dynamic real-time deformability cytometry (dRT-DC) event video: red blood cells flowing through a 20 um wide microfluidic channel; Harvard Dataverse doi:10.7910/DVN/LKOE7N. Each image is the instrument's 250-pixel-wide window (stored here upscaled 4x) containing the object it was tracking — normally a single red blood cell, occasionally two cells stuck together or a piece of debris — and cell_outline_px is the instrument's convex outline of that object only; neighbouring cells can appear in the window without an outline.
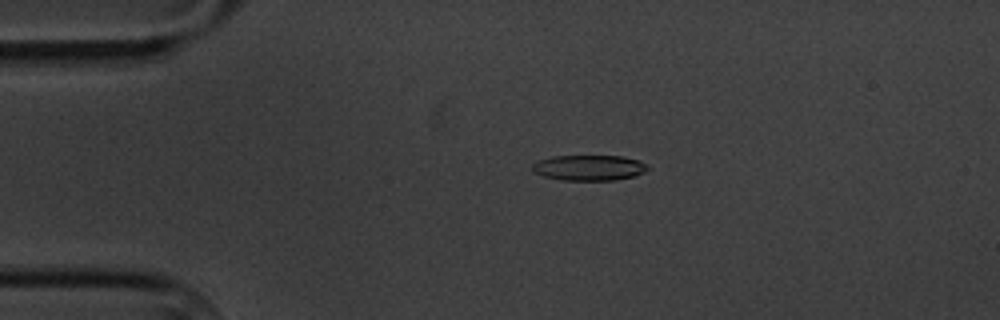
{"species": "common noctule bat (a hibernating species)", "species_latin": "Nyctalus noctula", "temperature_condition": "cold", "stored_images_in_passage": 6, "camera_frame_rate_fps": 3000, "um_per_image_px": 0.085, "animal": {"sex": "male", "body_mass_g": 20.1, "forearm_length_mm": 53.5}, "frame": {"image": 1, "passage_image": 4, "time_ms": 3.333, "image_size_px": [1000, 320], "cell_outline_px": [[648, 168], [644, 172], [632, 176], [616, 180], [560, 180], [544, 176], [532, 172], [532, 164], [536, 160], [552, 156], [624, 156], [640, 160], [648, 164]], "centroid_in_image_um": [50.04, 14.25], "position_along_channel_um": 35.0, "area_um2": 17.34}}
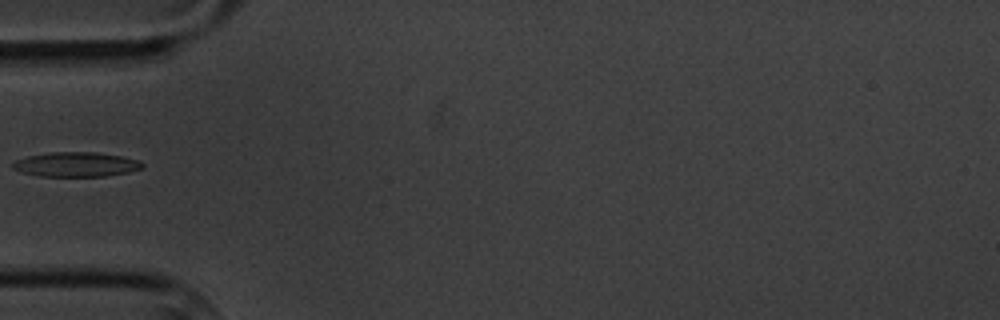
{"frame": {"image": 2, "passage_image": 6, "time_ms": 5.667, "image_size_px": [1000, 320], "cell_outline_px": [[144, 168], [128, 172], [104, 176], [40, 176], [20, 172], [12, 168], [12, 164], [16, 160], [28, 156], [52, 152], [96, 152], [120, 156], [140, 160], [144, 164]], "centroid_in_image_um": [6.48, 13.98], "position_along_channel_um": 78.5, "area_um2": 18.55}}